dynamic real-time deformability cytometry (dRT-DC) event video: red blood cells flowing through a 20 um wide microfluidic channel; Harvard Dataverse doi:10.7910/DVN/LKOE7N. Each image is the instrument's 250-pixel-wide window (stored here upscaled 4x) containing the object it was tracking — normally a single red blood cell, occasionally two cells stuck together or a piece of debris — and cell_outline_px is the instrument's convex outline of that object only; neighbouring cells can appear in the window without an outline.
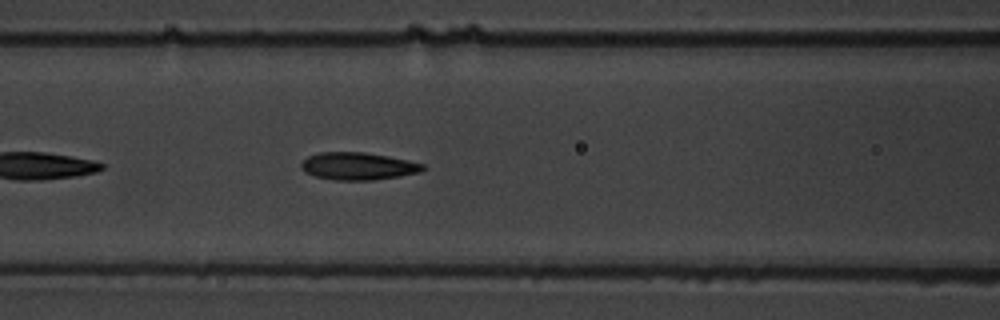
{"species": "common noctule bat (a hibernating species)", "species_latin": "Nyctalus noctula", "temperature_condition": "warm", "stored_images_in_passage": 6, "camera_frame_rate_fps": 3000, "um_per_image_px": 0.085, "animal": {"sex": "male", "body_mass_g": 19.5, "forearm_length_mm": 54.6}, "frame": {"image": 1, "passage_image": 6, "time_ms": 5.667, "image_size_px": [1000, 320], "cell_outline_px": [[428, 168], [420, 172], [400, 176], [372, 180], [336, 180], [316, 176], [304, 172], [300, 164], [308, 156], [320, 152], [364, 152], [388, 156], [408, 160], [424, 164]], "centroid_in_image_um": [30.46, 14.12], "position_along_channel_um": 136.1, "area_um2": 19.48}}